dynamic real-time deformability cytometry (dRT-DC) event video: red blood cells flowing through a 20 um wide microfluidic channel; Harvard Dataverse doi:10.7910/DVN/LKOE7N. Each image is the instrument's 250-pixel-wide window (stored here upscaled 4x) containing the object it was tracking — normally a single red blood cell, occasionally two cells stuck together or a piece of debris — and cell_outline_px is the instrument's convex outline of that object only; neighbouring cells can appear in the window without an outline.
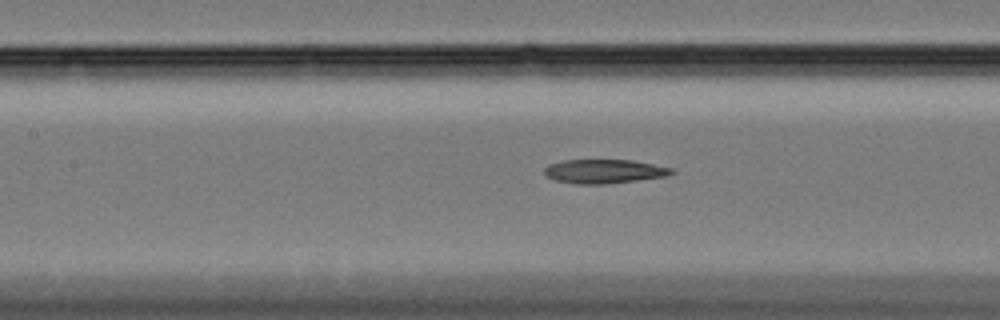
{"species": "Egyptian fruit bat (a non-hibernating species)", "species_latin": "Rousettus aegyptiacus", "temperature_condition": "cold", "stored_images_in_passage": 47, "camera_frame_rate_fps": 3000, "um_per_image_px": 0.085, "animal": {"sex": "female"}, "frame": {"image": 1, "passage_image": 28, "time_ms": 9.0, "image_size_px": [1000, 320], "cell_outline_px": [[676, 172], [664, 176], [636, 180], [604, 184], [576, 184], [556, 180], [548, 176], [544, 172], [544, 168], [548, 164], [564, 160], [632, 160], [672, 168]], "centroid_in_image_um": [51.33, 14.56], "position_along_channel_um": 156.1, "area_um2": 17.57}}
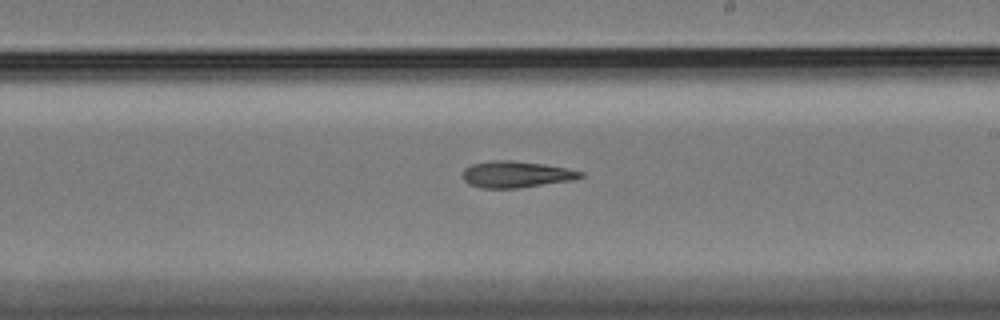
{"frame": {"image": 2, "passage_image": 36, "time_ms": 11.667, "image_size_px": [1000, 320], "cell_outline_px": [[584, 176], [572, 180], [516, 188], [484, 188], [468, 184], [464, 180], [464, 168], [472, 164], [492, 160], [512, 160], [544, 164], [584, 172]], "centroid_in_image_um": [43.86, 14.81], "position_along_channel_um": 245.1, "area_um2": 17.98}}
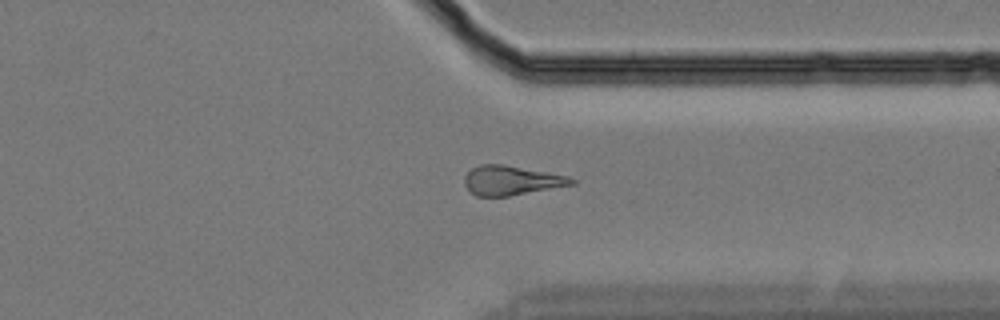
{"frame": {"image": 3, "passage_image": 47, "time_ms": 15.333, "image_size_px": [1000, 320], "cell_outline_px": [[576, 184], [508, 196], [476, 196], [464, 184], [464, 176], [472, 168], [480, 164], [504, 164], [568, 176], [576, 180]], "centroid_in_image_um": [43.47, 15.33], "position_along_channel_um": 367.9, "area_um2": 18.26}}